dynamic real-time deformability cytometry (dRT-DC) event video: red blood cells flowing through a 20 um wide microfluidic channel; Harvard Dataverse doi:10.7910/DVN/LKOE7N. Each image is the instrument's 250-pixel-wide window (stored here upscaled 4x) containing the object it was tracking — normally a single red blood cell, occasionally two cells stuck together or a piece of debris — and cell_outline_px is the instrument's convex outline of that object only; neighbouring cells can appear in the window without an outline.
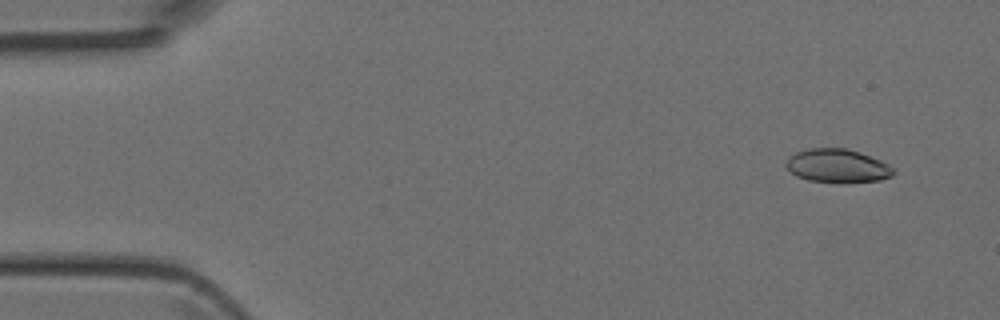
{"species": "Egyptian fruit bat (a non-hibernating species)", "species_latin": "Rousettus aegyptiacus", "temperature_condition": "room temperature", "stored_images_in_passage": 3, "camera_frame_rate_fps": 3000, "um_per_image_px": 0.085, "animal": {"sex": "female"}, "frame": {"image": 1, "passage_image": 1, "time_ms": 0.0, "image_size_px": [1000, 320], "cell_outline_px": [[896, 172], [892, 176], [880, 180], [808, 180], [796, 176], [784, 164], [796, 152], [808, 148], [844, 148], [880, 160], [888, 164]], "centroid_in_image_um": [71.17, 14.06], "position_along_channel_um": 13.8, "area_um2": 19.94}}
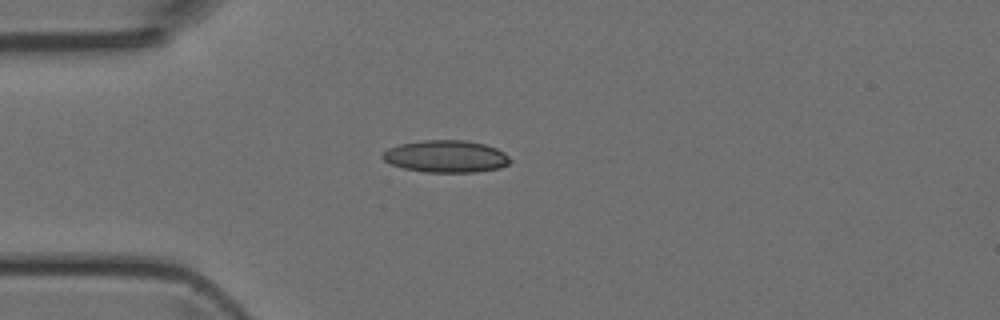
{"frame": {"image": 2, "passage_image": 3, "time_ms": 0.667, "image_size_px": [1000, 320], "cell_outline_px": [[512, 160], [508, 164], [500, 168], [476, 172], [424, 172], [404, 168], [392, 164], [384, 160], [380, 156], [388, 148], [400, 144], [424, 140], [464, 140], [484, 144], [496, 148], [504, 152]], "centroid_in_image_um": [37.92, 13.29], "position_along_channel_um": 47.1, "area_um2": 23.87}}